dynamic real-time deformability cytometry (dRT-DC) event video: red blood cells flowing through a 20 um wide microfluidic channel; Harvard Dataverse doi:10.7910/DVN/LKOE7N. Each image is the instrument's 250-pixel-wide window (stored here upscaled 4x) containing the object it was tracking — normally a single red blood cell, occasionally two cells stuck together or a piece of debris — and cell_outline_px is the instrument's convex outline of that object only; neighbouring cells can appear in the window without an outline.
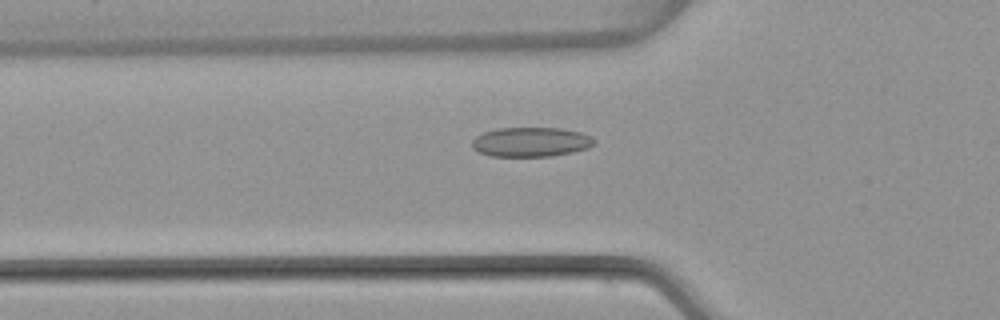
{"species": "common noctule bat (a hibernating species)", "species_latin": "Nyctalus noctula", "temperature_condition": "warm", "stored_images_in_passage": 52, "camera_frame_rate_fps": 3000, "um_per_image_px": 0.085, "animal": {"sex": "female", "body_mass_g": 22.7, "forearm_length_mm": 54.2}, "frame": {"image": 1, "passage_image": 18, "time_ms": 5.667, "image_size_px": [1000, 320], "cell_outline_px": [[596, 140], [588, 148], [572, 152], [552, 156], [492, 156], [480, 152], [472, 148], [472, 140], [476, 136], [484, 132], [496, 128], [560, 128], [580, 132], [592, 136]], "centroid_in_image_um": [45.13, 12.06], "position_along_channel_um": 80.7, "area_um2": 20.98}}
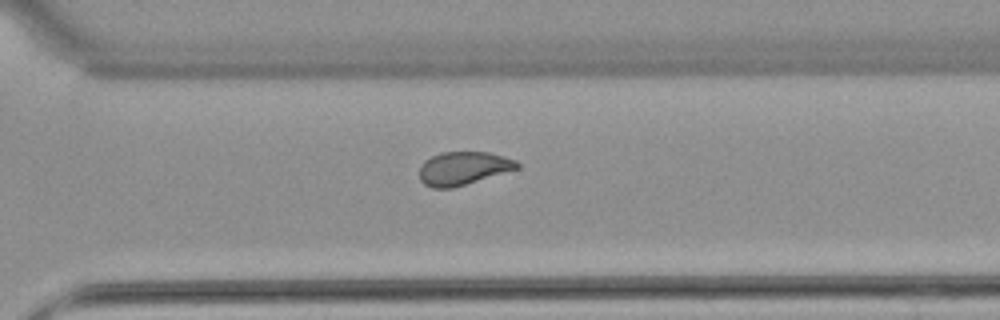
{"frame": {"image": 2, "passage_image": 37, "time_ms": 12.0, "image_size_px": [1000, 320], "cell_outline_px": [[520, 168], [452, 188], [432, 188], [424, 184], [420, 180], [420, 164], [424, 160], [440, 152], [488, 152], [504, 156], [516, 160], [520, 164]], "centroid_in_image_um": [39.37, 14.3], "position_along_channel_um": 331.2, "area_um2": 19.02}}
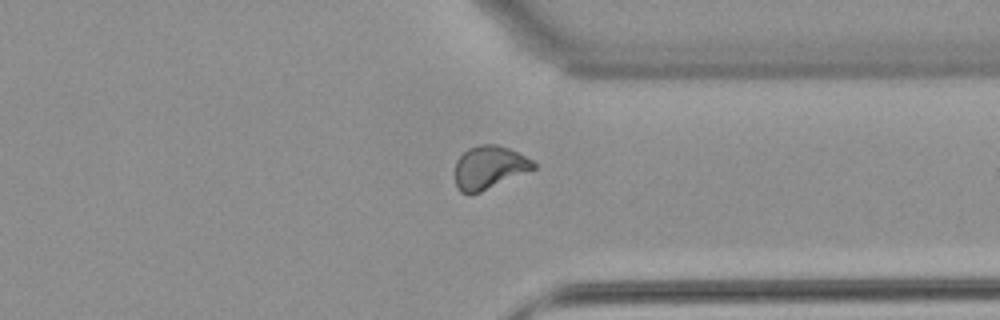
{"frame": {"image": 3, "passage_image": 40, "time_ms": 13.0, "image_size_px": [1000, 320], "cell_outline_px": [[536, 168], [480, 192], [460, 192], [456, 188], [456, 160], [468, 148], [480, 144], [496, 144], [508, 148], [532, 160], [536, 164]], "centroid_in_image_um": [41.57, 14.21], "position_along_channel_um": 369.8, "area_um2": 19.36}, "authors_computed_cell_mechanics": {"area_um2": 20.1144, "velocity_mm_per_s": 3.9484, "shape_relaxation_time_tau1_ms": null, "shape_relaxation_time_tau2_ms": 1.4106, "deformation_change_tau1": null, "deformation_change_tau2": 0.0652}}